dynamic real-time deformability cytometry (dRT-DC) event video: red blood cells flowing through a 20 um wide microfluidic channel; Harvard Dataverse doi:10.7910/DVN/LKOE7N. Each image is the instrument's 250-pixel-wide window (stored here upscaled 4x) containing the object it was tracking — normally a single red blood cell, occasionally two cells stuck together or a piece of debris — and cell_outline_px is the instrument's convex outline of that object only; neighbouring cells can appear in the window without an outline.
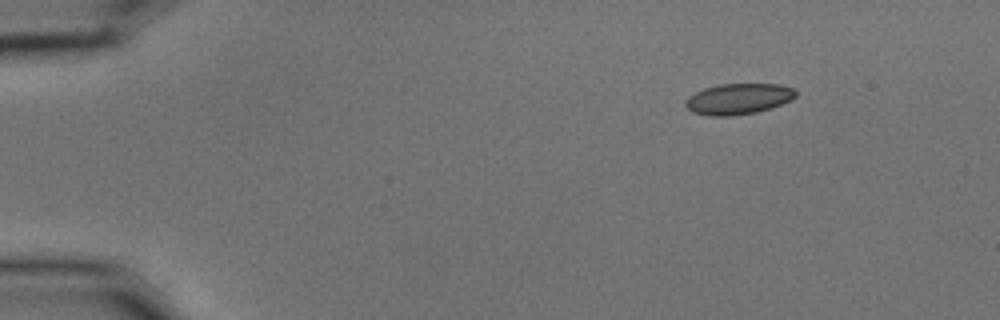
{"species": "common noctule bat (a hibernating species)", "species_latin": "Nyctalus noctula", "temperature_condition": "cold", "stored_images_in_passage": 9, "camera_frame_rate_fps": 3000, "um_per_image_px": 0.085, "animal": {"sex": "male", "body_mass_g": 15.6}, "frame": {"image": 1, "passage_image": 1, "time_ms": 0.0, "image_size_px": [1000, 320], "cell_outline_px": [[796, 96], [792, 100], [756, 112], [732, 116], [708, 116], [692, 112], [684, 104], [684, 100], [688, 96], [704, 88], [720, 84], [780, 84], [792, 88], [796, 92]], "centroid_in_image_um": [62.72, 8.41], "position_along_channel_um": 22.3, "area_um2": 19.83}}
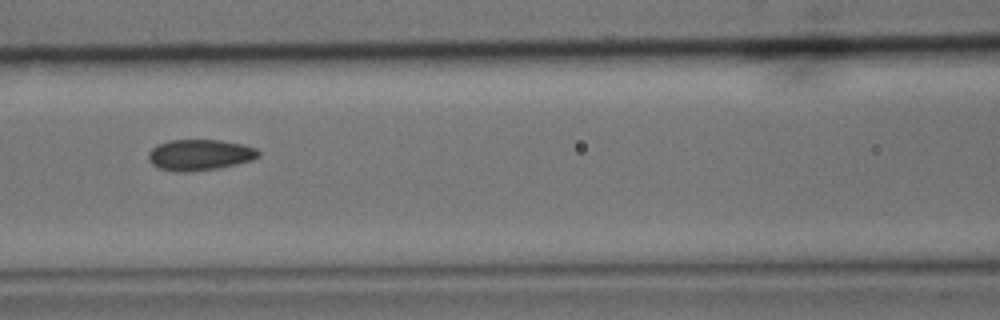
{"frame": {"image": 2, "passage_image": 6, "time_ms": 1.667, "image_size_px": [1000, 320], "cell_outline_px": [[260, 156], [252, 160], [236, 164], [216, 168], [184, 172], [176, 172], [160, 168], [152, 164], [148, 160], [148, 152], [156, 144], [168, 140], [220, 140], [244, 144], [256, 148], [260, 152]], "centroid_in_image_um": [16.97, 13.15], "position_along_channel_um": 149.6, "area_um2": 19.94}}
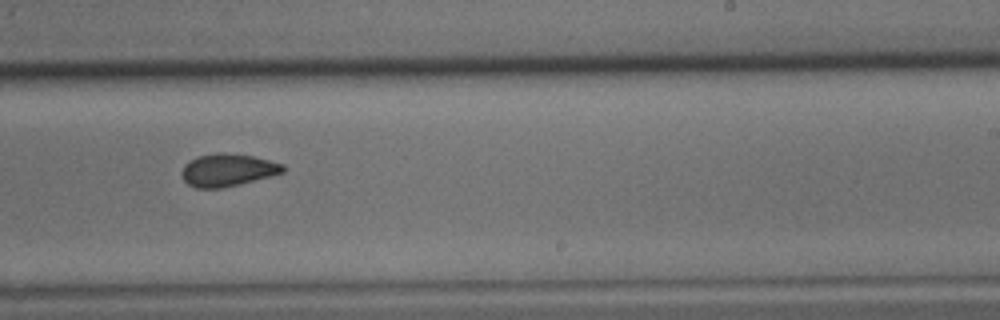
{"frame": {"image": 3, "passage_image": 9, "time_ms": 2.667, "image_size_px": [1000, 320], "cell_outline_px": [[284, 172], [240, 184], [220, 188], [196, 188], [188, 184], [184, 180], [180, 172], [184, 164], [188, 160], [196, 156], [220, 152], [224, 152], [252, 156], [284, 164]], "centroid_in_image_um": [19.3, 14.44], "position_along_channel_um": 269.7, "area_um2": 19.25}}